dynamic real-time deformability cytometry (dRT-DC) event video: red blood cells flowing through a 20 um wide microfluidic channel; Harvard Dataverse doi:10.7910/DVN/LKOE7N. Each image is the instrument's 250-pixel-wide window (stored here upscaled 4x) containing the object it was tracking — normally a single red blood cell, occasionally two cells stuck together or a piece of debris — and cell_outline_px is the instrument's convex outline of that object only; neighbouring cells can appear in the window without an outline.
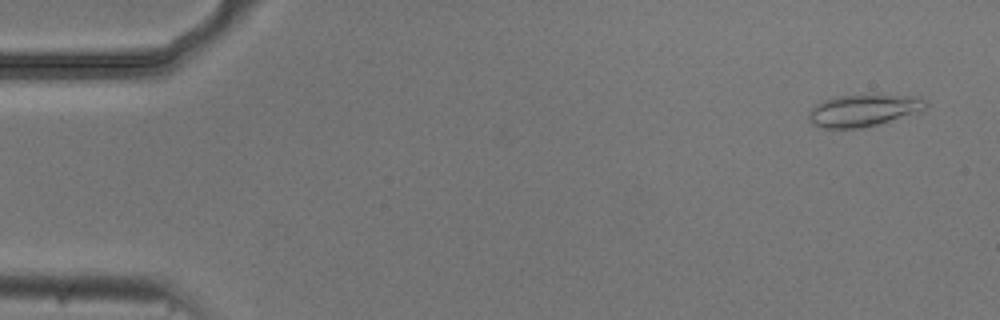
{"species": "common noctule bat (a hibernating species)", "species_latin": "Nyctalus noctula", "temperature_condition": "cold", "stored_images_in_passage": 54, "camera_frame_rate_fps": 3000, "um_per_image_px": 0.085, "animal": {"sex": "male", "body_mass_g": 20.5, "forearm_length_mm": 52.5}, "frame": {"image": 1, "passage_image": 3, "time_ms": 0.667, "image_size_px": [1000, 320], "cell_outline_px": [[928, 104], [920, 112], [864, 128], [824, 128], [812, 124], [808, 120], [808, 112], [816, 104], [824, 100], [836, 96], [920, 96]], "centroid_in_image_um": [73.37, 9.4], "position_along_channel_um": 11.6, "area_um2": 21.56}}
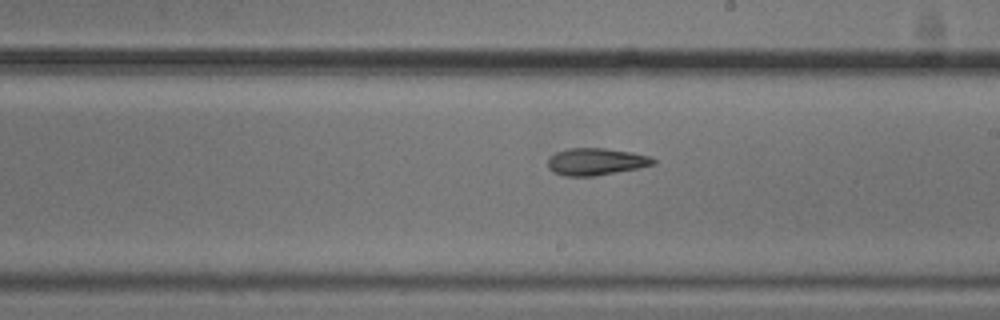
{"frame": {"image": 2, "passage_image": 31, "time_ms": 10.0, "image_size_px": [1000, 320], "cell_outline_px": [[656, 164], [640, 168], [596, 176], [564, 176], [552, 172], [548, 168], [548, 160], [556, 152], [568, 148], [604, 148], [632, 152], [652, 156], [656, 160]], "centroid_in_image_um": [50.69, 13.74], "position_along_channel_um": 238.3, "area_um2": 16.88}}
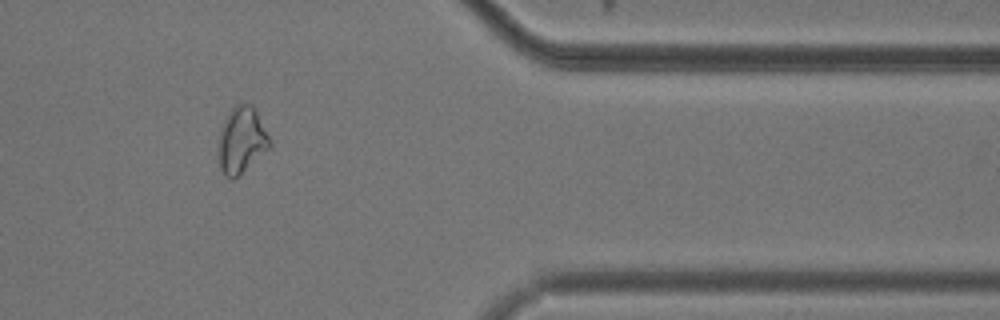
{"frame": {"image": 3, "passage_image": 45, "time_ms": 14.667, "image_size_px": [1000, 320], "cell_outline_px": [[272, 144], [268, 148], [232, 180], [224, 176], [220, 168], [220, 132], [224, 120], [228, 112], [236, 104], [252, 104]], "centroid_in_image_um": [20.52, 11.9], "position_along_channel_um": 390.9, "area_um2": 18.96}, "authors_computed_cell_mechanics": {"area_um2": 18.207, "velocity_mm_per_s": 3.7167, "shape_relaxation_time_tau1_ms": null, "shape_relaxation_time_tau2_ms": 5.2809, "deformation_change_tau1": null, "deformation_change_tau2": 0.1217}}